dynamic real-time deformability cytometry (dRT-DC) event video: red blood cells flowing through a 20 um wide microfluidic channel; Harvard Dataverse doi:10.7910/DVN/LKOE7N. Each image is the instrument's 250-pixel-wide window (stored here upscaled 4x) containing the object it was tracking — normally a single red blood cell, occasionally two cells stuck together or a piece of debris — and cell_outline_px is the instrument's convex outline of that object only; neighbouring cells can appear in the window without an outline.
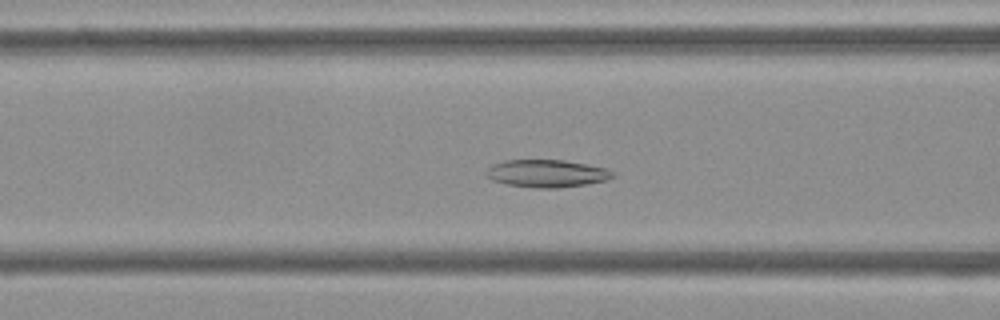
{"species": "Egyptian fruit bat (a non-hibernating species)", "species_latin": "Rousettus aegyptiacus", "temperature_condition": "cold", "stored_images_in_passage": 39, "camera_frame_rate_fps": 3000, "um_per_image_px": 0.085, "frame": {"image": 1, "passage_image": 16, "time_ms": 5.0, "image_size_px": [1000, 320], "cell_outline_px": [[616, 176], [608, 180], [560, 188], [536, 188], [508, 184], [492, 180], [484, 172], [492, 164], [504, 160], [564, 160], [604, 168], [612, 172]], "centroid_in_image_um": [46.45, 14.74], "position_along_channel_um": 120.1, "area_um2": 20.17}}
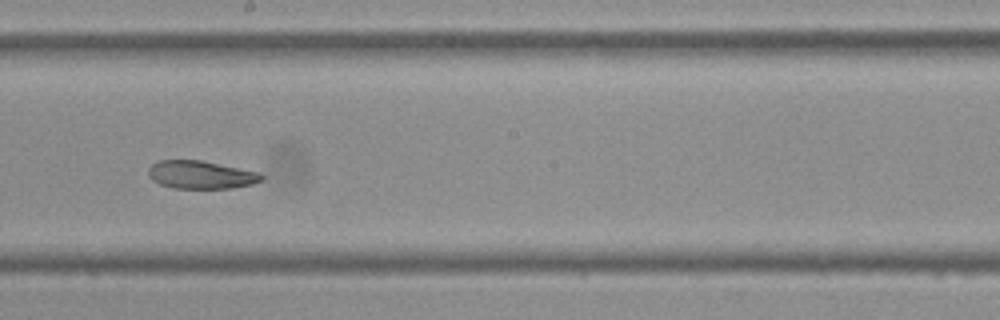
{"frame": {"image": 2, "passage_image": 25, "time_ms": 8.0, "image_size_px": [1000, 320], "cell_outline_px": [[264, 180], [252, 184], [232, 188], [172, 188], [160, 184], [152, 180], [148, 176], [148, 168], [156, 160], [200, 160], [260, 172], [264, 176]], "centroid_in_image_um": [17.07, 14.85], "position_along_channel_um": 231.1, "area_um2": 18.61}}
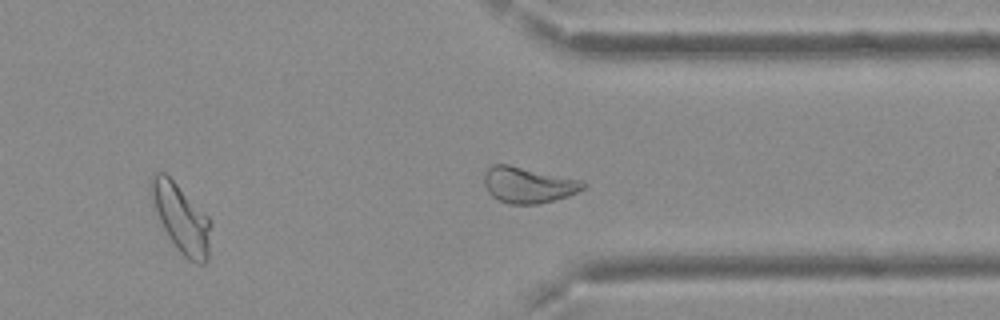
{"frame": {"image": 3, "passage_image": 36, "time_ms": 11.667, "image_size_px": [1000, 320], "cell_outline_px": [[212, 224], [208, 260], [204, 264], [196, 264], [188, 260], [176, 248], [168, 236], [160, 220], [152, 196], [152, 172], [164, 172], [212, 220]], "centroid_in_image_um": [15.47, 18.63], "position_along_channel_um": 395.9, "area_um2": 23.29}, "authors_computed_cell_mechanics": {"area_um2": 20.1722, "velocity_mm_per_s": 3.7005, "shape_relaxation_time_tau1_ms": null, "shape_relaxation_time_tau2_ms": 4.5009, "deformation_change_tau1": null, "deformation_change_tau2": 0.0932}}